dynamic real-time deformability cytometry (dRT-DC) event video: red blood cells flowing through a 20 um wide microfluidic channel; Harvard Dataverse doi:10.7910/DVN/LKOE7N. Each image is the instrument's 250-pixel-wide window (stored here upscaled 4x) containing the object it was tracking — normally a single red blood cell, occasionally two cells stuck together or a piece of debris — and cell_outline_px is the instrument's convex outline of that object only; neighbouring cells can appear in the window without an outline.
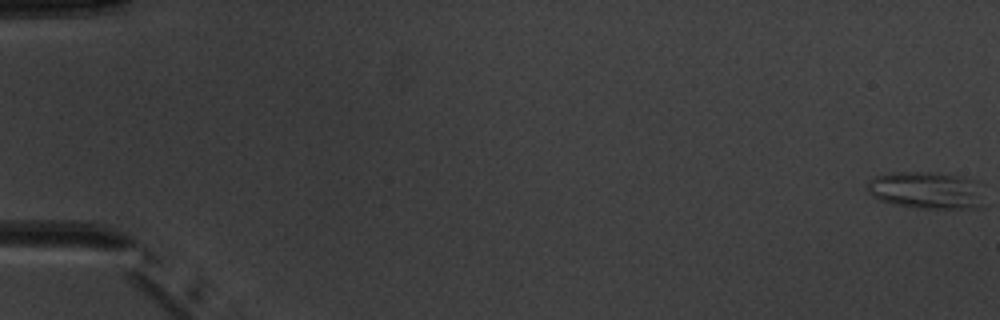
{"species": "common noctule bat (a hibernating species)", "species_latin": "Nyctalus noctula", "temperature_condition": "warm", "stored_images_in_passage": 5, "camera_frame_rate_fps": 3000, "um_per_image_px": 0.085, "animal": {"sex": "male", "body_mass_g": 20.1, "forearm_length_mm": 53.5}, "frame": {"image": 1, "passage_image": 1, "time_ms": 0.0, "image_size_px": [1000, 320], "cell_outline_px": [[984, 208], [916, 208], [892, 204], [880, 200], [872, 196], [868, 192], [868, 180], [876, 176], [892, 172], [932, 172], [956, 176], [976, 180], [980, 184]], "centroid_in_image_um": [78.76, 16.18], "position_along_channel_um": 6.2, "area_um2": 25.55}}
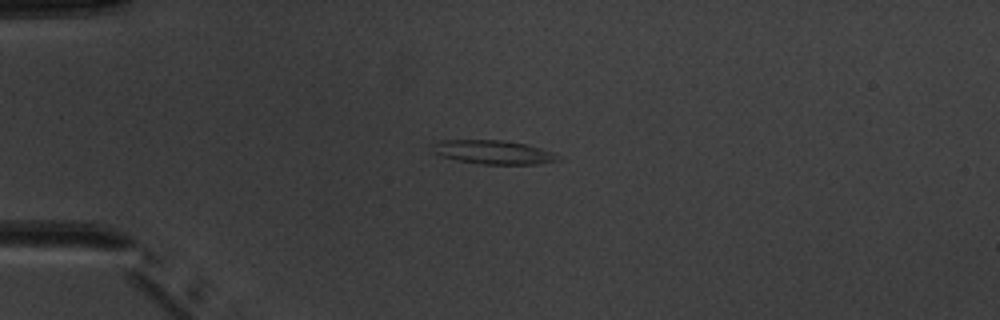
{"frame": {"image": 2, "passage_image": 4, "time_ms": 4.667, "image_size_px": [1000, 320], "cell_outline_px": [[560, 160], [536, 164], [484, 164], [456, 160], [432, 152], [432, 144], [440, 140], [504, 140], [528, 144], [552, 152], [560, 156]], "centroid_in_image_um": [41.94, 12.92], "position_along_channel_um": 43.1, "area_um2": 17.4}}